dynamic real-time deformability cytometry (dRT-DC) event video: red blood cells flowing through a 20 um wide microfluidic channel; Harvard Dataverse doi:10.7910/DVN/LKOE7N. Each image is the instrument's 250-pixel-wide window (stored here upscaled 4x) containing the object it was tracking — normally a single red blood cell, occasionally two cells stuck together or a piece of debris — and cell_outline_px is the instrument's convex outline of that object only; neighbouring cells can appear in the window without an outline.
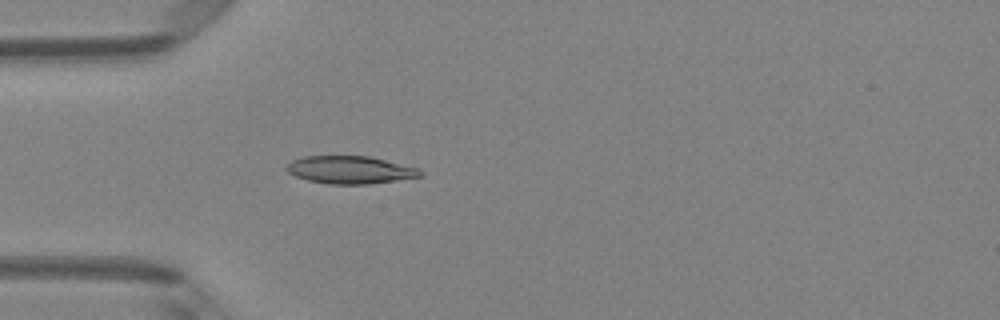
{"species": "Egyptian fruit bat (a non-hibernating species)", "species_latin": "Rousettus aegyptiacus", "temperature_condition": "room temperature", "stored_images_in_passage": 3, "camera_frame_rate_fps": 3000, "um_per_image_px": 0.085, "animal": {"sex": "female"}, "frame": {"image": 1, "passage_image": 3, "time_ms": 0.667, "image_size_px": [1000, 320], "cell_outline_px": [[424, 172], [420, 176], [396, 180], [368, 184], [328, 184], [308, 180], [296, 176], [288, 172], [284, 168], [292, 160], [304, 156], [368, 156], [416, 168]], "centroid_in_image_um": [29.7, 14.44], "position_along_channel_um": 55.3, "area_um2": 21.27}}